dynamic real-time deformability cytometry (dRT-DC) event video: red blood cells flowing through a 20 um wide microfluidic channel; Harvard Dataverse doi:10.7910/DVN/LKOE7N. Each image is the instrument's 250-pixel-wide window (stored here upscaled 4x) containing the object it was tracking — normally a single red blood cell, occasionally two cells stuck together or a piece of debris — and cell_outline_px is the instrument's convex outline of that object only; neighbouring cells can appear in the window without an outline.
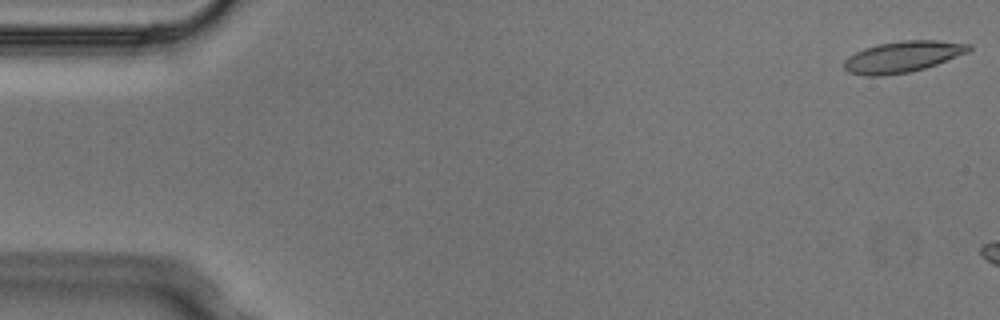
{"species": "Egyptian fruit bat (a non-hibernating species)", "species_latin": "Rousettus aegyptiacus", "temperature_condition": "cold", "stored_images_in_passage": 3, "camera_frame_rate_fps": 3000, "um_per_image_px": 0.085, "animal": {"sex": "male"}, "frame": {"image": 1, "passage_image": 1, "time_ms": 0.0, "image_size_px": [1000, 320], "cell_outline_px": [[972, 48], [968, 52], [936, 64], [924, 68], [908, 72], [884, 76], [864, 76], [848, 72], [844, 68], [844, 60], [848, 56], [864, 48], [876, 44], [900, 40], [936, 40], [972, 44]], "centroid_in_image_um": [76.7, 4.82], "position_along_channel_um": 8.3, "area_um2": 22.77}}